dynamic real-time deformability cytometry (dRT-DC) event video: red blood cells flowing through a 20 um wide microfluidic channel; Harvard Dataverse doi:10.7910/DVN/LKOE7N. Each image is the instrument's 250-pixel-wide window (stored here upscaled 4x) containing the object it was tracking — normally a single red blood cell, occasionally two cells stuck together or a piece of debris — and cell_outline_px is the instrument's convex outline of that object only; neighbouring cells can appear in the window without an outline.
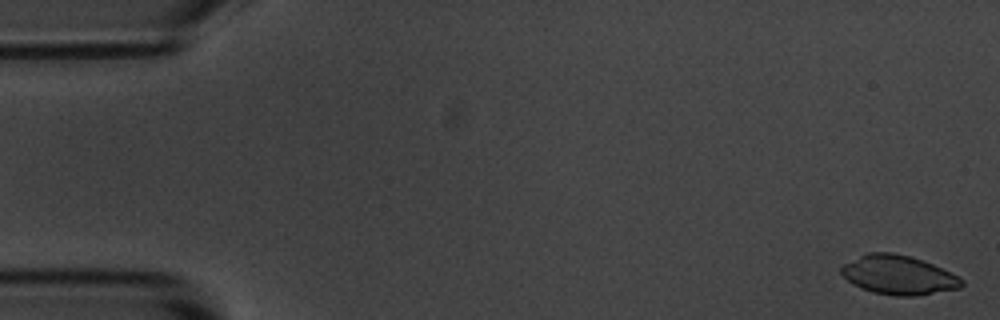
{"species": "common noctule bat (a hibernating species)", "species_latin": "Nyctalus noctula", "temperature_condition": "room temperature", "stored_images_in_passage": 54, "camera_frame_rate_fps": 3000, "um_per_image_px": 0.085, "animal": {"sex": "male", "body_mass_g": 20.1, "forearm_length_mm": 53.5}, "frame": {"image": 1, "passage_image": 1, "time_ms": 0.0, "image_size_px": [1000, 320], "cell_outline_px": [[964, 284], [960, 288], [916, 296], [896, 296], [872, 292], [852, 284], [840, 272], [840, 264], [868, 252], [892, 252], [912, 256], [932, 264], [964, 280]], "centroid_in_image_um": [76.32, 23.37], "position_along_channel_um": 8.7, "area_um2": 27.51}}